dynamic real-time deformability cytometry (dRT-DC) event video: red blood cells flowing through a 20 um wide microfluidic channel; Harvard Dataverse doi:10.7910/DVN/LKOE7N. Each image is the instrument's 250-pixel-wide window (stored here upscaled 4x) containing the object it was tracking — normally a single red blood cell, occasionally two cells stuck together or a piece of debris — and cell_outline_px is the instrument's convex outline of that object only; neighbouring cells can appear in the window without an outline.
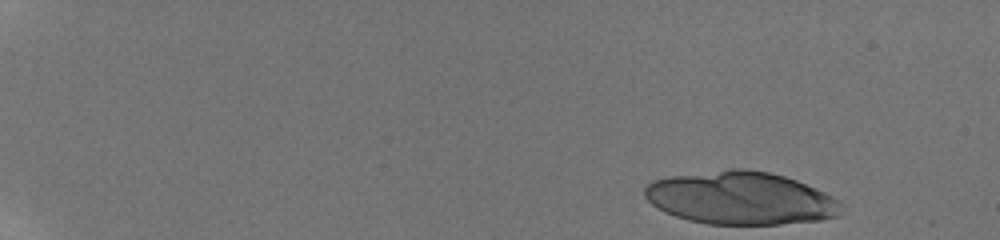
{"species": "human", "species_latin": "Homo sapiens", "temperature_condition": "room temperature", "stored_images_in_passage": 19, "camera_frame_rate_fps": 3000, "um_per_image_px": 0.085, "donor": {"sex": "male"}, "frame": {"image": 1, "passage_image": 1, "time_ms": 0.0, "image_size_px": [1000, 240], "cell_outline_px": [[844, 208], [836, 216], [820, 220], [780, 224], [708, 224], [688, 220], [664, 212], [656, 208], [644, 196], [644, 188], [652, 180], [668, 176], [732, 168], [744, 168], [768, 172], [784, 176], [796, 180], [824, 192], [832, 196], [844, 204]], "centroid_in_image_um": [62.94, 16.83], "position_along_channel_um": 22.1, "area_um2": 60.81}}